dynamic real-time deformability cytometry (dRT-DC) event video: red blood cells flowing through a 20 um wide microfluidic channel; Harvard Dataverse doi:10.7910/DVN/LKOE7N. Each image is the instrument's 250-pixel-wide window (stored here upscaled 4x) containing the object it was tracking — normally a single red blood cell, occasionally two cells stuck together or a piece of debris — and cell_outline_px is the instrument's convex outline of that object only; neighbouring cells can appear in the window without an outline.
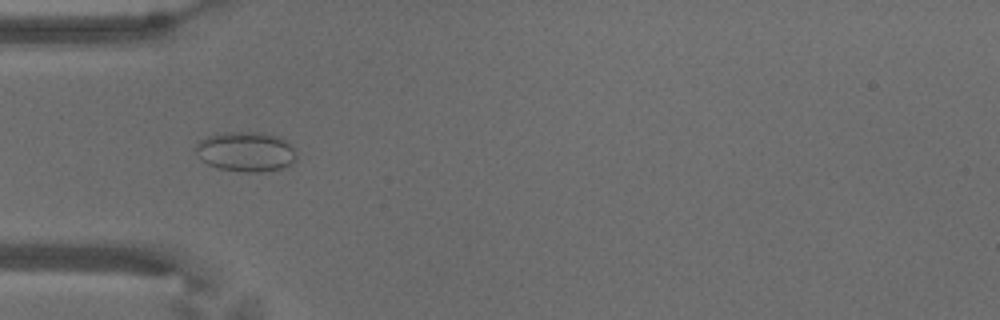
{"species": "common noctule bat (a hibernating species)", "species_latin": "Nyctalus noctula", "temperature_condition": "warm", "stored_images_in_passage": 20, "camera_frame_rate_fps": 3000, "um_per_image_px": 0.085, "animal": {"sex": "male", "body_mass_g": 18.8}, "frame": {"image": 1, "passage_image": 3, "time_ms": 0.667, "image_size_px": [1000, 320], "cell_outline_px": [[296, 160], [280, 168], [260, 172], [236, 172], [216, 168], [200, 160], [196, 156], [196, 140], [220, 132], [256, 132], [280, 136], [288, 140], [296, 152]], "centroid_in_image_um": [20.85, 12.88], "position_along_channel_um": 64.1, "area_um2": 23.87}}
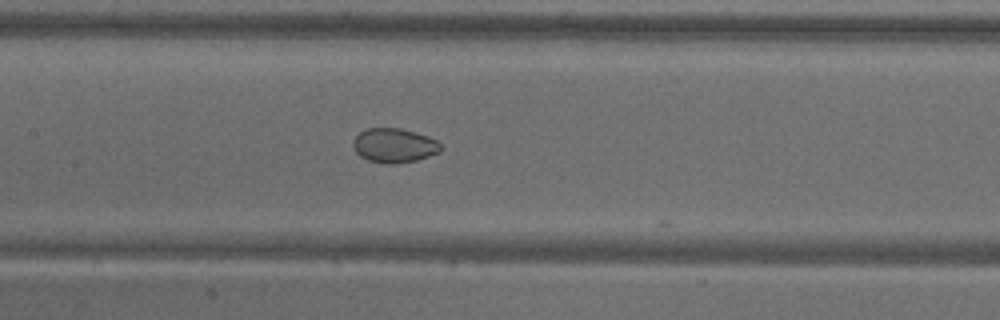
{"frame": {"image": 2, "passage_image": 12, "time_ms": 3.667, "image_size_px": [1000, 320], "cell_outline_px": [[444, 148], [440, 152], [416, 160], [396, 164], [384, 164], [368, 160], [360, 156], [352, 148], [352, 140], [360, 132], [368, 128], [400, 128], [416, 132], [428, 136], [436, 140]], "centroid_in_image_um": [33.5, 12.37], "position_along_channel_um": 173.9, "area_um2": 17.74}}
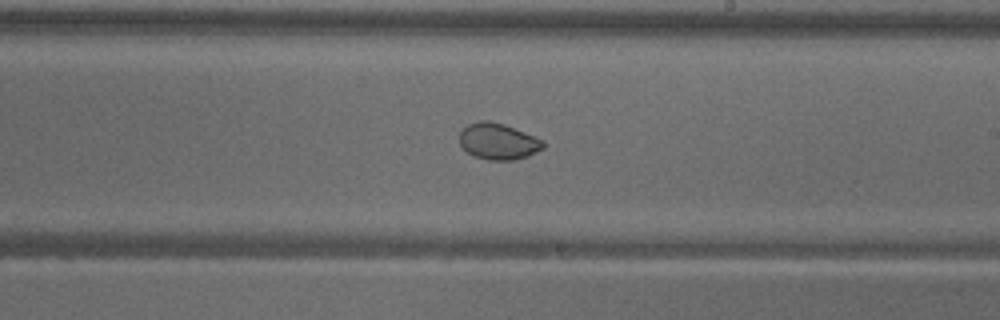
{"frame": {"image": 3, "passage_image": 18, "time_ms": 5.667, "image_size_px": [1000, 320], "cell_outline_px": [[544, 148], [528, 156], [512, 160], [488, 160], [472, 156], [460, 144], [460, 132], [468, 124], [480, 120], [488, 120], [504, 124], [544, 140]], "centroid_in_image_um": [42.35, 12.02], "position_along_channel_um": 246.7, "area_um2": 17.69}}